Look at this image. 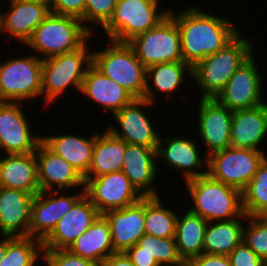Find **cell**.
<instances>
[{
	"label": "cell",
	"instance_id": "1",
	"mask_svg": "<svg viewBox=\"0 0 267 266\" xmlns=\"http://www.w3.org/2000/svg\"><path fill=\"white\" fill-rule=\"evenodd\" d=\"M169 15L180 32L183 61L191 67L222 49L241 31L224 16L210 14L198 6L175 14L169 10Z\"/></svg>",
	"mask_w": 267,
	"mask_h": 266
},
{
	"label": "cell",
	"instance_id": "2",
	"mask_svg": "<svg viewBox=\"0 0 267 266\" xmlns=\"http://www.w3.org/2000/svg\"><path fill=\"white\" fill-rule=\"evenodd\" d=\"M250 37L241 31L222 49L206 56L192 67V79L201 88L200 98H216L234 72L253 53Z\"/></svg>",
	"mask_w": 267,
	"mask_h": 266
},
{
	"label": "cell",
	"instance_id": "3",
	"mask_svg": "<svg viewBox=\"0 0 267 266\" xmlns=\"http://www.w3.org/2000/svg\"><path fill=\"white\" fill-rule=\"evenodd\" d=\"M193 203L188 210L208 222L247 217L243 210L242 191L211 178L208 174L186 181Z\"/></svg>",
	"mask_w": 267,
	"mask_h": 266
},
{
	"label": "cell",
	"instance_id": "4",
	"mask_svg": "<svg viewBox=\"0 0 267 266\" xmlns=\"http://www.w3.org/2000/svg\"><path fill=\"white\" fill-rule=\"evenodd\" d=\"M87 42L74 51L42 60L44 108L53 104L71 86L80 92L86 72L93 64V52H90Z\"/></svg>",
	"mask_w": 267,
	"mask_h": 266
},
{
	"label": "cell",
	"instance_id": "5",
	"mask_svg": "<svg viewBox=\"0 0 267 266\" xmlns=\"http://www.w3.org/2000/svg\"><path fill=\"white\" fill-rule=\"evenodd\" d=\"M92 36L80 19L49 13L25 45L43 60L74 51Z\"/></svg>",
	"mask_w": 267,
	"mask_h": 266
},
{
	"label": "cell",
	"instance_id": "6",
	"mask_svg": "<svg viewBox=\"0 0 267 266\" xmlns=\"http://www.w3.org/2000/svg\"><path fill=\"white\" fill-rule=\"evenodd\" d=\"M92 52L93 65L98 70L122 86L135 99L144 97L146 68L128 42L108 39L104 50Z\"/></svg>",
	"mask_w": 267,
	"mask_h": 266
},
{
	"label": "cell",
	"instance_id": "7",
	"mask_svg": "<svg viewBox=\"0 0 267 266\" xmlns=\"http://www.w3.org/2000/svg\"><path fill=\"white\" fill-rule=\"evenodd\" d=\"M157 0H117L109 22L102 28L107 39L129 42L135 36L156 27L169 15V10H159Z\"/></svg>",
	"mask_w": 267,
	"mask_h": 266
},
{
	"label": "cell",
	"instance_id": "8",
	"mask_svg": "<svg viewBox=\"0 0 267 266\" xmlns=\"http://www.w3.org/2000/svg\"><path fill=\"white\" fill-rule=\"evenodd\" d=\"M42 59L35 54L0 63V102L36 100L42 91Z\"/></svg>",
	"mask_w": 267,
	"mask_h": 266
},
{
	"label": "cell",
	"instance_id": "9",
	"mask_svg": "<svg viewBox=\"0 0 267 266\" xmlns=\"http://www.w3.org/2000/svg\"><path fill=\"white\" fill-rule=\"evenodd\" d=\"M128 44L145 68L159 63L183 61L180 32L170 15L156 27L132 38Z\"/></svg>",
	"mask_w": 267,
	"mask_h": 266
},
{
	"label": "cell",
	"instance_id": "10",
	"mask_svg": "<svg viewBox=\"0 0 267 266\" xmlns=\"http://www.w3.org/2000/svg\"><path fill=\"white\" fill-rule=\"evenodd\" d=\"M265 157V151L230 146L207 157V174L217 181L243 191Z\"/></svg>",
	"mask_w": 267,
	"mask_h": 266
},
{
	"label": "cell",
	"instance_id": "11",
	"mask_svg": "<svg viewBox=\"0 0 267 266\" xmlns=\"http://www.w3.org/2000/svg\"><path fill=\"white\" fill-rule=\"evenodd\" d=\"M255 54L251 55L234 72L216 100L229 110L249 109L265 103L262 97L263 76L256 64Z\"/></svg>",
	"mask_w": 267,
	"mask_h": 266
},
{
	"label": "cell",
	"instance_id": "12",
	"mask_svg": "<svg viewBox=\"0 0 267 266\" xmlns=\"http://www.w3.org/2000/svg\"><path fill=\"white\" fill-rule=\"evenodd\" d=\"M84 191L100 214L122 209L143 197L121 170L84 179Z\"/></svg>",
	"mask_w": 267,
	"mask_h": 266
},
{
	"label": "cell",
	"instance_id": "13",
	"mask_svg": "<svg viewBox=\"0 0 267 266\" xmlns=\"http://www.w3.org/2000/svg\"><path fill=\"white\" fill-rule=\"evenodd\" d=\"M152 106L153 103L143 98L134 99L130 104L113 114L112 117L116 119V124H119L118 128L114 125H109L106 128L127 144L157 149L160 134L156 133L154 123L149 120L148 114L144 112V107L151 108Z\"/></svg>",
	"mask_w": 267,
	"mask_h": 266
},
{
	"label": "cell",
	"instance_id": "14",
	"mask_svg": "<svg viewBox=\"0 0 267 266\" xmlns=\"http://www.w3.org/2000/svg\"><path fill=\"white\" fill-rule=\"evenodd\" d=\"M21 102H0V150L5 154L34 152L42 135L32 133Z\"/></svg>",
	"mask_w": 267,
	"mask_h": 266
},
{
	"label": "cell",
	"instance_id": "15",
	"mask_svg": "<svg viewBox=\"0 0 267 266\" xmlns=\"http://www.w3.org/2000/svg\"><path fill=\"white\" fill-rule=\"evenodd\" d=\"M67 193V190L66 192L54 190L40 191L35 195L31 207L29 237L43 241L53 231L62 216H65L85 194V191L81 189L78 194L72 195Z\"/></svg>",
	"mask_w": 267,
	"mask_h": 266
},
{
	"label": "cell",
	"instance_id": "16",
	"mask_svg": "<svg viewBox=\"0 0 267 266\" xmlns=\"http://www.w3.org/2000/svg\"><path fill=\"white\" fill-rule=\"evenodd\" d=\"M198 103L197 129L200 140L207 148L205 155L209 157L231 146L233 111L221 105L215 98H200Z\"/></svg>",
	"mask_w": 267,
	"mask_h": 266
},
{
	"label": "cell",
	"instance_id": "17",
	"mask_svg": "<svg viewBox=\"0 0 267 266\" xmlns=\"http://www.w3.org/2000/svg\"><path fill=\"white\" fill-rule=\"evenodd\" d=\"M162 138L160 135L157 160L163 159L168 167L181 170L184 182L207 174L208 158L205 154L201 156L202 151L193 139L180 137V135Z\"/></svg>",
	"mask_w": 267,
	"mask_h": 266
},
{
	"label": "cell",
	"instance_id": "18",
	"mask_svg": "<svg viewBox=\"0 0 267 266\" xmlns=\"http://www.w3.org/2000/svg\"><path fill=\"white\" fill-rule=\"evenodd\" d=\"M99 215L97 208L84 194L42 241L43 251L68 249L81 234L89 229Z\"/></svg>",
	"mask_w": 267,
	"mask_h": 266
},
{
	"label": "cell",
	"instance_id": "19",
	"mask_svg": "<svg viewBox=\"0 0 267 266\" xmlns=\"http://www.w3.org/2000/svg\"><path fill=\"white\" fill-rule=\"evenodd\" d=\"M40 191L84 189V178L65 159L56 155L42 141L35 150ZM76 187V188H75Z\"/></svg>",
	"mask_w": 267,
	"mask_h": 266
},
{
	"label": "cell",
	"instance_id": "20",
	"mask_svg": "<svg viewBox=\"0 0 267 266\" xmlns=\"http://www.w3.org/2000/svg\"><path fill=\"white\" fill-rule=\"evenodd\" d=\"M8 1V11L0 13V35L6 33L10 38L12 36L25 45L36 27L50 13L49 4L36 1Z\"/></svg>",
	"mask_w": 267,
	"mask_h": 266
},
{
	"label": "cell",
	"instance_id": "21",
	"mask_svg": "<svg viewBox=\"0 0 267 266\" xmlns=\"http://www.w3.org/2000/svg\"><path fill=\"white\" fill-rule=\"evenodd\" d=\"M108 220L115 252H126L145 234V197L122 209L103 214Z\"/></svg>",
	"mask_w": 267,
	"mask_h": 266
},
{
	"label": "cell",
	"instance_id": "22",
	"mask_svg": "<svg viewBox=\"0 0 267 266\" xmlns=\"http://www.w3.org/2000/svg\"><path fill=\"white\" fill-rule=\"evenodd\" d=\"M157 159V149L142 145H126L121 171L143 197L160 196L154 188L160 169Z\"/></svg>",
	"mask_w": 267,
	"mask_h": 266
},
{
	"label": "cell",
	"instance_id": "23",
	"mask_svg": "<svg viewBox=\"0 0 267 266\" xmlns=\"http://www.w3.org/2000/svg\"><path fill=\"white\" fill-rule=\"evenodd\" d=\"M35 195L6 188L0 193V235L28 237Z\"/></svg>",
	"mask_w": 267,
	"mask_h": 266
},
{
	"label": "cell",
	"instance_id": "24",
	"mask_svg": "<svg viewBox=\"0 0 267 266\" xmlns=\"http://www.w3.org/2000/svg\"><path fill=\"white\" fill-rule=\"evenodd\" d=\"M230 136L232 147L264 151L259 146L267 137V102L254 108L234 110Z\"/></svg>",
	"mask_w": 267,
	"mask_h": 266
},
{
	"label": "cell",
	"instance_id": "25",
	"mask_svg": "<svg viewBox=\"0 0 267 266\" xmlns=\"http://www.w3.org/2000/svg\"><path fill=\"white\" fill-rule=\"evenodd\" d=\"M81 94L98 103L111 116L130 104L135 98L122 86L108 78L93 64L88 68L83 79Z\"/></svg>",
	"mask_w": 267,
	"mask_h": 266
},
{
	"label": "cell",
	"instance_id": "26",
	"mask_svg": "<svg viewBox=\"0 0 267 266\" xmlns=\"http://www.w3.org/2000/svg\"><path fill=\"white\" fill-rule=\"evenodd\" d=\"M83 135L56 134L42 136V142L56 155L65 159L84 178L90 168L95 146V133Z\"/></svg>",
	"mask_w": 267,
	"mask_h": 266
},
{
	"label": "cell",
	"instance_id": "27",
	"mask_svg": "<svg viewBox=\"0 0 267 266\" xmlns=\"http://www.w3.org/2000/svg\"><path fill=\"white\" fill-rule=\"evenodd\" d=\"M0 178L6 188L17 189L34 195L38 194L40 186L35 151L27 154L1 156Z\"/></svg>",
	"mask_w": 267,
	"mask_h": 266
},
{
	"label": "cell",
	"instance_id": "28",
	"mask_svg": "<svg viewBox=\"0 0 267 266\" xmlns=\"http://www.w3.org/2000/svg\"><path fill=\"white\" fill-rule=\"evenodd\" d=\"M187 74L191 79L192 67L184 61L159 63L146 68L143 99L154 104L156 100L154 95H157V93L162 95L165 93L167 98L169 96L170 99V93L173 94L180 86L182 87Z\"/></svg>",
	"mask_w": 267,
	"mask_h": 266
},
{
	"label": "cell",
	"instance_id": "29",
	"mask_svg": "<svg viewBox=\"0 0 267 266\" xmlns=\"http://www.w3.org/2000/svg\"><path fill=\"white\" fill-rule=\"evenodd\" d=\"M70 252L100 265L115 253L108 220L103 214L68 248Z\"/></svg>",
	"mask_w": 267,
	"mask_h": 266
},
{
	"label": "cell",
	"instance_id": "30",
	"mask_svg": "<svg viewBox=\"0 0 267 266\" xmlns=\"http://www.w3.org/2000/svg\"><path fill=\"white\" fill-rule=\"evenodd\" d=\"M127 143L114 136L108 129L95 133L92 162L84 179L120 171L123 167Z\"/></svg>",
	"mask_w": 267,
	"mask_h": 266
},
{
	"label": "cell",
	"instance_id": "31",
	"mask_svg": "<svg viewBox=\"0 0 267 266\" xmlns=\"http://www.w3.org/2000/svg\"><path fill=\"white\" fill-rule=\"evenodd\" d=\"M243 219L244 222H241ZM246 219L247 217H239L208 222L204 233L203 253L228 256L243 241Z\"/></svg>",
	"mask_w": 267,
	"mask_h": 266
},
{
	"label": "cell",
	"instance_id": "32",
	"mask_svg": "<svg viewBox=\"0 0 267 266\" xmlns=\"http://www.w3.org/2000/svg\"><path fill=\"white\" fill-rule=\"evenodd\" d=\"M180 217L178 216L176 221L175 241L179 255L186 263L203 253L204 233L208 221L189 210Z\"/></svg>",
	"mask_w": 267,
	"mask_h": 266
},
{
	"label": "cell",
	"instance_id": "33",
	"mask_svg": "<svg viewBox=\"0 0 267 266\" xmlns=\"http://www.w3.org/2000/svg\"><path fill=\"white\" fill-rule=\"evenodd\" d=\"M160 196L145 197V234L175 238L177 212L162 205Z\"/></svg>",
	"mask_w": 267,
	"mask_h": 266
},
{
	"label": "cell",
	"instance_id": "34",
	"mask_svg": "<svg viewBox=\"0 0 267 266\" xmlns=\"http://www.w3.org/2000/svg\"><path fill=\"white\" fill-rule=\"evenodd\" d=\"M125 254H146L152 256L159 266H184L175 238H159L144 234L136 245Z\"/></svg>",
	"mask_w": 267,
	"mask_h": 266
},
{
	"label": "cell",
	"instance_id": "35",
	"mask_svg": "<svg viewBox=\"0 0 267 266\" xmlns=\"http://www.w3.org/2000/svg\"><path fill=\"white\" fill-rule=\"evenodd\" d=\"M42 256L41 240L29 236H7V250L0 266H36Z\"/></svg>",
	"mask_w": 267,
	"mask_h": 266
},
{
	"label": "cell",
	"instance_id": "36",
	"mask_svg": "<svg viewBox=\"0 0 267 266\" xmlns=\"http://www.w3.org/2000/svg\"><path fill=\"white\" fill-rule=\"evenodd\" d=\"M243 210L247 216H267V156L242 191Z\"/></svg>",
	"mask_w": 267,
	"mask_h": 266
},
{
	"label": "cell",
	"instance_id": "37",
	"mask_svg": "<svg viewBox=\"0 0 267 266\" xmlns=\"http://www.w3.org/2000/svg\"><path fill=\"white\" fill-rule=\"evenodd\" d=\"M249 224L243 227V242L267 262V216H247Z\"/></svg>",
	"mask_w": 267,
	"mask_h": 266
},
{
	"label": "cell",
	"instance_id": "38",
	"mask_svg": "<svg viewBox=\"0 0 267 266\" xmlns=\"http://www.w3.org/2000/svg\"><path fill=\"white\" fill-rule=\"evenodd\" d=\"M116 4L117 0H86L85 28L92 35H95L97 26L103 28L109 22L113 15ZM92 23L96 25L93 26ZM90 24L92 26H90Z\"/></svg>",
	"mask_w": 267,
	"mask_h": 266
},
{
	"label": "cell",
	"instance_id": "39",
	"mask_svg": "<svg viewBox=\"0 0 267 266\" xmlns=\"http://www.w3.org/2000/svg\"><path fill=\"white\" fill-rule=\"evenodd\" d=\"M45 266H100L93 261L75 255L68 249L43 251Z\"/></svg>",
	"mask_w": 267,
	"mask_h": 266
},
{
	"label": "cell",
	"instance_id": "40",
	"mask_svg": "<svg viewBox=\"0 0 267 266\" xmlns=\"http://www.w3.org/2000/svg\"><path fill=\"white\" fill-rule=\"evenodd\" d=\"M50 13L80 19L85 27L86 0H49Z\"/></svg>",
	"mask_w": 267,
	"mask_h": 266
},
{
	"label": "cell",
	"instance_id": "41",
	"mask_svg": "<svg viewBox=\"0 0 267 266\" xmlns=\"http://www.w3.org/2000/svg\"><path fill=\"white\" fill-rule=\"evenodd\" d=\"M231 266H265L264 261L243 241L228 255Z\"/></svg>",
	"mask_w": 267,
	"mask_h": 266
},
{
	"label": "cell",
	"instance_id": "42",
	"mask_svg": "<svg viewBox=\"0 0 267 266\" xmlns=\"http://www.w3.org/2000/svg\"><path fill=\"white\" fill-rule=\"evenodd\" d=\"M186 266H231L228 256L202 253L200 256L187 261Z\"/></svg>",
	"mask_w": 267,
	"mask_h": 266
},
{
	"label": "cell",
	"instance_id": "43",
	"mask_svg": "<svg viewBox=\"0 0 267 266\" xmlns=\"http://www.w3.org/2000/svg\"><path fill=\"white\" fill-rule=\"evenodd\" d=\"M101 266H135L124 252H115L105 259Z\"/></svg>",
	"mask_w": 267,
	"mask_h": 266
},
{
	"label": "cell",
	"instance_id": "44",
	"mask_svg": "<svg viewBox=\"0 0 267 266\" xmlns=\"http://www.w3.org/2000/svg\"><path fill=\"white\" fill-rule=\"evenodd\" d=\"M135 266H159L155 259L146 254H126Z\"/></svg>",
	"mask_w": 267,
	"mask_h": 266
},
{
	"label": "cell",
	"instance_id": "45",
	"mask_svg": "<svg viewBox=\"0 0 267 266\" xmlns=\"http://www.w3.org/2000/svg\"><path fill=\"white\" fill-rule=\"evenodd\" d=\"M7 250V236H3L2 240L0 239V261L4 257Z\"/></svg>",
	"mask_w": 267,
	"mask_h": 266
},
{
	"label": "cell",
	"instance_id": "46",
	"mask_svg": "<svg viewBox=\"0 0 267 266\" xmlns=\"http://www.w3.org/2000/svg\"><path fill=\"white\" fill-rule=\"evenodd\" d=\"M21 1L48 2L49 0H21Z\"/></svg>",
	"mask_w": 267,
	"mask_h": 266
},
{
	"label": "cell",
	"instance_id": "47",
	"mask_svg": "<svg viewBox=\"0 0 267 266\" xmlns=\"http://www.w3.org/2000/svg\"><path fill=\"white\" fill-rule=\"evenodd\" d=\"M3 189H4V185H3L2 179L0 178V193L2 192Z\"/></svg>",
	"mask_w": 267,
	"mask_h": 266
}]
</instances>
